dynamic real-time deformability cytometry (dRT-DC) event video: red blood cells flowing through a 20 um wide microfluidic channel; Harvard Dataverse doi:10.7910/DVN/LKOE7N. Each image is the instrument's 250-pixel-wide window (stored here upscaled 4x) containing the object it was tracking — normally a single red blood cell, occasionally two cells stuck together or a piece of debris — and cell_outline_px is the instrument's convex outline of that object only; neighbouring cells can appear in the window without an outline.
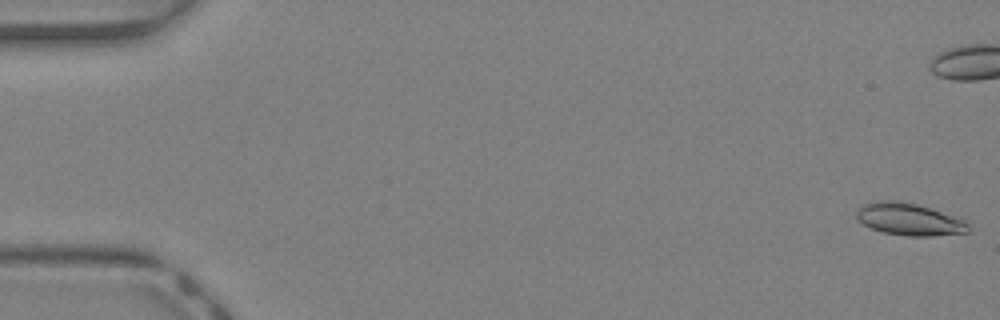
{"species": "Egyptian fruit bat (a non-hibernating species)", "species_latin": "Rousettus aegyptiacus", "temperature_condition": "warm", "stored_images_in_passage": 43, "camera_frame_rate_fps": 3000, "um_per_image_px": 0.085, "animal": {"sex": "female"}, "frame": {"image": 1, "passage_image": 1, "time_ms": 0.0, "image_size_px": [1000, 320], "cell_outline_px": [[968, 232], [932, 236], [908, 236], [884, 232], [872, 228], [864, 224], [856, 216], [856, 212], [864, 204], [880, 200], [896, 200], [916, 204], [964, 220], [968, 224]], "centroid_in_image_um": [77.26, 18.64], "position_along_channel_um": 7.7, "area_um2": 20.46}}
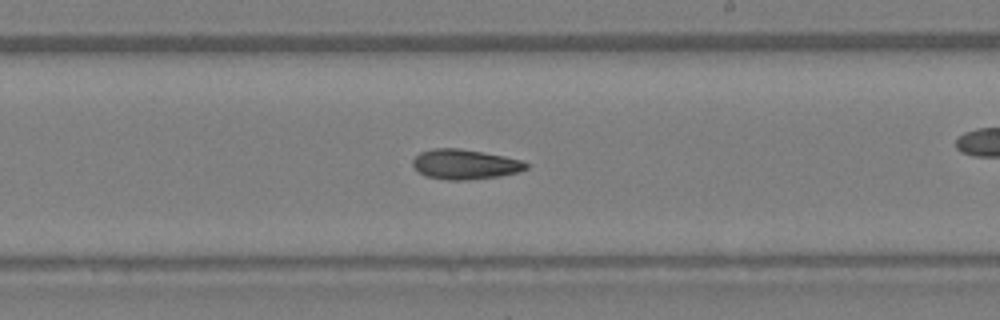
{"frame": {"image": 2, "passage_image": 25, "time_ms": 8.0, "image_size_px": [1000, 320], "cell_outline_px": [[528, 168], [516, 172], [500, 176], [464, 180], [448, 180], [428, 176], [420, 172], [412, 164], [412, 160], [420, 152], [432, 148], [460, 148], [504, 156], [524, 160], [528, 164]], "centroid_in_image_um": [39.53, 13.95], "position_along_channel_um": 249.5, "area_um2": 19.65}}
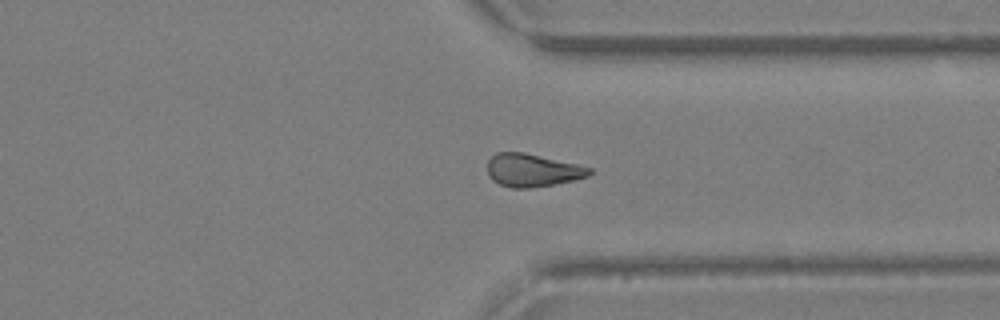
{"frame": {"image": 3, "passage_image": 32, "time_ms": 10.333, "image_size_px": [1000, 320], "cell_outline_px": [[592, 172], [588, 176], [576, 180], [528, 188], [512, 188], [500, 184], [492, 180], [488, 176], [488, 160], [496, 152], [524, 152], [576, 164], [592, 168]], "centroid_in_image_um": [45.24, 14.47], "position_along_channel_um": 366.2, "area_um2": 19.48}, "authors_computed_cell_mechanics": {"area_um2": 19.941, "velocity_mm_per_s": 4.9905, "shape_relaxation_time_tau1_ms": null, "shape_relaxation_time_tau2_ms": 10.2822, "deformation_change_tau1": null, "deformation_change_tau2": 0.2241}}